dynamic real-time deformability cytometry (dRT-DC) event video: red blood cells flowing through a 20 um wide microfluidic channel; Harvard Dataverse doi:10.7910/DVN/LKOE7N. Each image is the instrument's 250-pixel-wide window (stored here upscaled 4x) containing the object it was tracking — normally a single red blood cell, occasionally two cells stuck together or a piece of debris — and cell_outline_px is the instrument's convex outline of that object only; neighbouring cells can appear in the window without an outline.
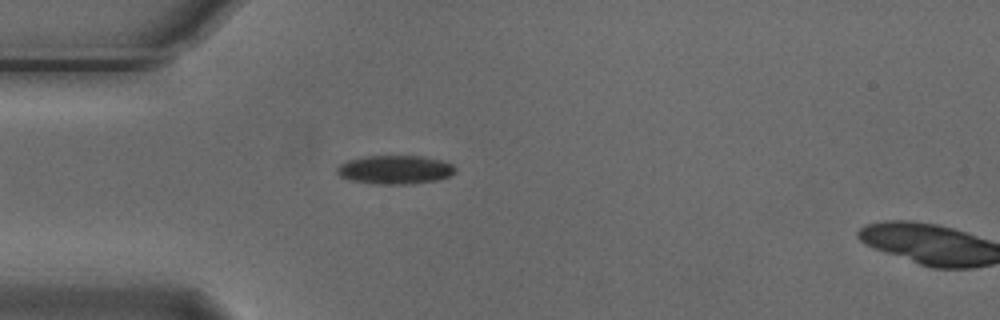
{"species": "Egyptian fruit bat (a non-hibernating species)", "species_latin": "Rousettus aegyptiacus", "temperature_condition": "cold", "stored_images_in_passage": 3, "segment_of_instrument_passage": [1, 2], "camera_frame_rate_fps": 3000, "um_per_image_px": 0.085, "animal": {"sex": "male"}, "frame": {"image": 1, "passage_image": 2, "time_ms": 0.333, "image_size_px": [1000, 320], "cell_outline_px": [[456, 172], [448, 176], [436, 180], [412, 184], [380, 184], [352, 180], [340, 176], [336, 172], [336, 168], [340, 164], [348, 160], [364, 156], [424, 156], [440, 160], [452, 164], [456, 168]], "centroid_in_image_um": [33.58, 14.41], "position_along_channel_um": 51.4, "area_um2": 19.71}}